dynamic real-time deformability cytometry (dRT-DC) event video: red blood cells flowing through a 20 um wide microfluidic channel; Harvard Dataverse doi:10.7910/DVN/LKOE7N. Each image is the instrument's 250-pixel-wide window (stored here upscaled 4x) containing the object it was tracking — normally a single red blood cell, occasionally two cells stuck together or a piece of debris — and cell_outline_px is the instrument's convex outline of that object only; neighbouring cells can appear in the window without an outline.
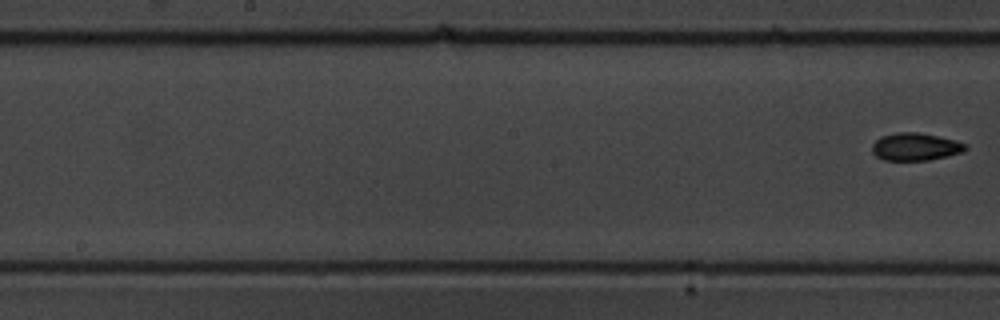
{"species": "common noctule bat (a hibernating species)", "species_latin": "Nyctalus noctula", "temperature_condition": "warm", "stored_images_in_passage": 9, "segment_of_instrument_passage": [2, 2], "camera_frame_rate_fps": 3000, "um_per_image_px": 0.085, "animal": {"sex": "male", "body_mass_g": 19.5, "forearm_length_mm": 54.6}, "frame": {"image": 1, "passage_image": 9, "time_ms": 10.333, "image_size_px": [1000, 320], "cell_outline_px": [[968, 148], [960, 152], [948, 156], [928, 160], [884, 160], [876, 156], [872, 152], [872, 144], [880, 136], [896, 132], [920, 132], [940, 136], [964, 144]], "centroid_in_image_um": [77.76, 12.46], "position_along_channel_um": 170.4, "area_um2": 14.97}}